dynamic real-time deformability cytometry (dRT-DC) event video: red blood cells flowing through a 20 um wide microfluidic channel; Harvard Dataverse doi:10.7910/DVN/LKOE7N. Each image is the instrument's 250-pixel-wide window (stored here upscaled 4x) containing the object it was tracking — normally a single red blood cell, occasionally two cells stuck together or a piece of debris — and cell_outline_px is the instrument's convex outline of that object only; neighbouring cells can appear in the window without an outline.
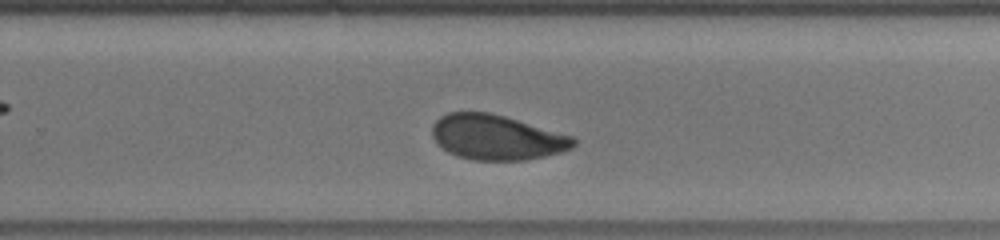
{"species": "human", "species_latin": "Homo sapiens", "temperature_condition": "cold", "stored_images_in_passage": 28, "camera_frame_rate_fps": 3000, "um_per_image_px": 0.085, "donor": {"sex": "male"}, "frame": {"image": 1, "passage_image": 21, "time_ms": 7.667, "image_size_px": [1000, 240], "cell_outline_px": [[576, 144], [572, 148], [560, 152], [544, 156], [524, 160], [472, 160], [456, 156], [448, 152], [436, 144], [432, 136], [432, 124], [440, 116], [448, 112], [488, 112], [504, 116], [572, 136], [576, 140]], "centroid_in_image_um": [42.16, 11.68], "position_along_channel_um": 287.6, "area_um2": 37.05}}
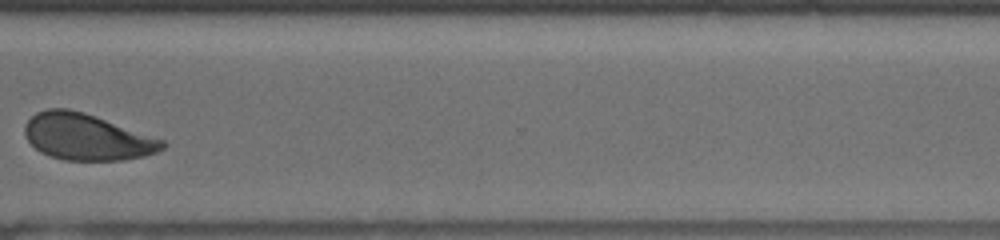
{"frame": {"image": 2, "passage_image": 24, "time_ms": 9.667, "image_size_px": [1000, 240], "cell_outline_px": [[168, 144], [164, 148], [156, 152], [144, 156], [124, 160], [64, 160], [40, 152], [28, 140], [24, 132], [24, 124], [36, 112], [48, 108], [68, 108], [84, 112], [96, 116], [164, 140]], "centroid_in_image_um": [7.38, 11.63], "position_along_channel_um": 363.2, "area_um2": 37.11}}